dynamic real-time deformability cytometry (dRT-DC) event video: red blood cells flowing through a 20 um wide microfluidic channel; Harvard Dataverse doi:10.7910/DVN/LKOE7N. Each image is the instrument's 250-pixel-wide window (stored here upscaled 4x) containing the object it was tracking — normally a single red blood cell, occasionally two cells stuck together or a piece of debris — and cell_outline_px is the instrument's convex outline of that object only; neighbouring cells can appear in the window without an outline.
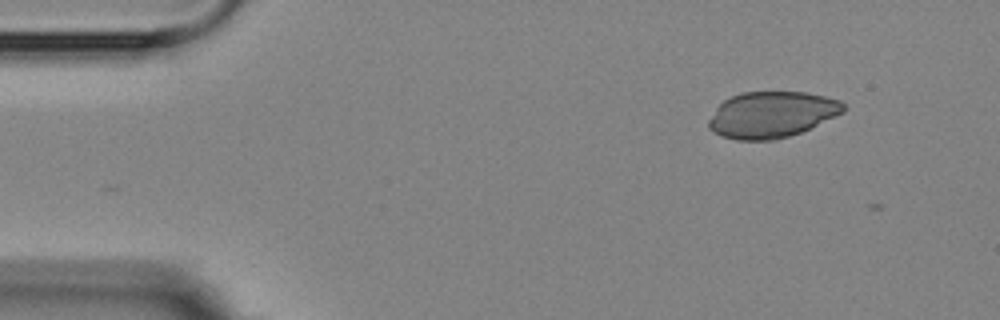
{"species": "Egyptian fruit bat (a non-hibernating species)", "species_latin": "Rousettus aegyptiacus", "temperature_condition": "room temperature", "stored_images_in_passage": 2, "camera_frame_rate_fps": 3000, "um_per_image_px": 0.085, "animal": {"sex": "female"}, "frame": {"image": 1, "passage_image": 2, "time_ms": 1.0, "image_size_px": [1000, 320], "cell_outline_px": [[844, 112], [800, 132], [788, 136], [772, 140], [736, 140], [724, 136], [708, 128], [708, 120], [716, 108], [724, 100], [732, 96], [744, 92], [804, 92], [824, 96], [840, 100], [844, 104]], "centroid_in_image_um": [65.58, 9.74], "position_along_channel_um": 19.4, "area_um2": 35.84}}